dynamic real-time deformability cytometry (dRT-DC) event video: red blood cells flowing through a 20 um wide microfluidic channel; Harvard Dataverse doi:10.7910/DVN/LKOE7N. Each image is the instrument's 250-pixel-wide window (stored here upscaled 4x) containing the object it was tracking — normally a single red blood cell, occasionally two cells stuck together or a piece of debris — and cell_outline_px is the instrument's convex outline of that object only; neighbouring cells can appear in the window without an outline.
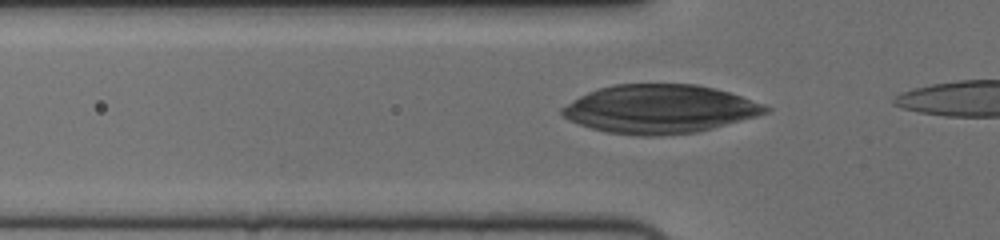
{"species": "human", "species_latin": "Homo sapiens", "temperature_condition": "cold", "stored_images_in_passage": 15, "segment_of_instrument_passage": [1, 2], "camera_frame_rate_fps": 3000, "um_per_image_px": 0.085, "donor": {"sex": "female"}, "frame": {"image": 1, "passage_image": 13, "time_ms": 4.0, "image_size_px": [1000, 240], "cell_outline_px": [[416, 176], [404, 180], [304, 180], [156, 176], [156, 172], [284, 156], [288, 156], [416, 172]], "centroid_in_image_um": [24.77, 14.5], "position_along_channel_um": 101.0, "area_um2": 27.98}}